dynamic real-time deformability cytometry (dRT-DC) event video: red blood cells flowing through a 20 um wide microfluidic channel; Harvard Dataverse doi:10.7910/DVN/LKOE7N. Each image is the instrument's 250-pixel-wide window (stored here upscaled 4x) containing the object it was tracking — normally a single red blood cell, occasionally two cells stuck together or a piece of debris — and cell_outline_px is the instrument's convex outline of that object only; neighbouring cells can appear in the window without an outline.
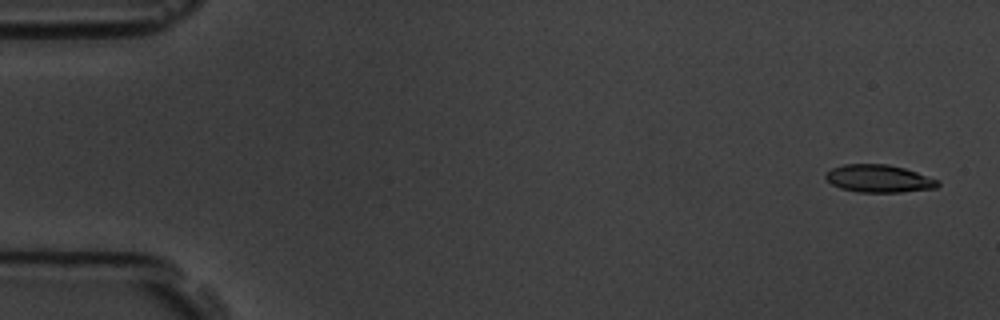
{"species": "common noctule bat (a hibernating species)", "species_latin": "Nyctalus noctula", "temperature_condition": "room temperature", "stored_images_in_passage": 5, "camera_frame_rate_fps": 3000, "um_per_image_px": 0.085, "animal": {"sex": "male", "body_mass_g": 19.5, "forearm_length_mm": 54.6}, "frame": {"image": 1, "passage_image": 1, "time_ms": 0.0, "image_size_px": [1000, 320], "cell_outline_px": [[940, 184], [936, 188], [900, 192], [856, 192], [840, 188], [832, 184], [824, 176], [832, 168], [844, 164], [888, 164], [904, 168], [940, 180]], "centroid_in_image_um": [74.72, 15.18], "position_along_channel_um": 10.3, "area_um2": 18.03}}
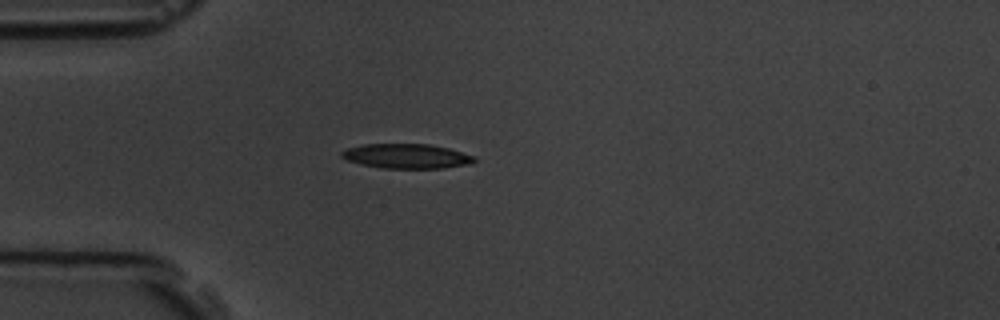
{"frame": {"image": 2, "passage_image": 5, "time_ms": 4.333, "image_size_px": [1000, 320], "cell_outline_px": [[476, 160], [468, 164], [444, 168], [380, 168], [360, 164], [348, 160], [340, 156], [340, 152], [348, 148], [364, 144], [428, 144], [448, 148], [476, 156]], "centroid_in_image_um": [34.55, 13.27], "position_along_channel_um": 50.4, "area_um2": 19.02}}